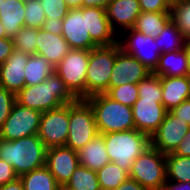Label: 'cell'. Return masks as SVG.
Wrapping results in <instances>:
<instances>
[{"label":"cell","mask_w":190,"mask_h":190,"mask_svg":"<svg viewBox=\"0 0 190 190\" xmlns=\"http://www.w3.org/2000/svg\"><path fill=\"white\" fill-rule=\"evenodd\" d=\"M88 23L90 37L98 46H110L118 43L120 35H116L111 28L106 8L88 7Z\"/></svg>","instance_id":"20"},{"label":"cell","mask_w":190,"mask_h":190,"mask_svg":"<svg viewBox=\"0 0 190 190\" xmlns=\"http://www.w3.org/2000/svg\"><path fill=\"white\" fill-rule=\"evenodd\" d=\"M42 112L14 104L9 117L0 128V137L3 140L12 141L23 137L38 134Z\"/></svg>","instance_id":"9"},{"label":"cell","mask_w":190,"mask_h":190,"mask_svg":"<svg viewBox=\"0 0 190 190\" xmlns=\"http://www.w3.org/2000/svg\"><path fill=\"white\" fill-rule=\"evenodd\" d=\"M77 98L69 91L62 79L53 72L41 83L24 86L17 94L16 101L23 106L45 112L70 104Z\"/></svg>","instance_id":"1"},{"label":"cell","mask_w":190,"mask_h":190,"mask_svg":"<svg viewBox=\"0 0 190 190\" xmlns=\"http://www.w3.org/2000/svg\"><path fill=\"white\" fill-rule=\"evenodd\" d=\"M115 190H146L136 180L128 178L122 182Z\"/></svg>","instance_id":"46"},{"label":"cell","mask_w":190,"mask_h":190,"mask_svg":"<svg viewBox=\"0 0 190 190\" xmlns=\"http://www.w3.org/2000/svg\"><path fill=\"white\" fill-rule=\"evenodd\" d=\"M170 19V12H141L133 29L156 39Z\"/></svg>","instance_id":"25"},{"label":"cell","mask_w":190,"mask_h":190,"mask_svg":"<svg viewBox=\"0 0 190 190\" xmlns=\"http://www.w3.org/2000/svg\"><path fill=\"white\" fill-rule=\"evenodd\" d=\"M68 129L65 146L77 152L99 134L94 111L86 99H77L69 104Z\"/></svg>","instance_id":"6"},{"label":"cell","mask_w":190,"mask_h":190,"mask_svg":"<svg viewBox=\"0 0 190 190\" xmlns=\"http://www.w3.org/2000/svg\"><path fill=\"white\" fill-rule=\"evenodd\" d=\"M88 29V7L70 8L63 19L61 35L72 49L91 50L98 46Z\"/></svg>","instance_id":"12"},{"label":"cell","mask_w":190,"mask_h":190,"mask_svg":"<svg viewBox=\"0 0 190 190\" xmlns=\"http://www.w3.org/2000/svg\"><path fill=\"white\" fill-rule=\"evenodd\" d=\"M125 33L122 39L118 36L120 48L125 53L138 59L148 70L154 72L162 54L155 39L133 28L125 30Z\"/></svg>","instance_id":"10"},{"label":"cell","mask_w":190,"mask_h":190,"mask_svg":"<svg viewBox=\"0 0 190 190\" xmlns=\"http://www.w3.org/2000/svg\"><path fill=\"white\" fill-rule=\"evenodd\" d=\"M161 53L179 51L186 48L188 39L177 28L175 23L170 19L162 32L155 39Z\"/></svg>","instance_id":"27"},{"label":"cell","mask_w":190,"mask_h":190,"mask_svg":"<svg viewBox=\"0 0 190 190\" xmlns=\"http://www.w3.org/2000/svg\"><path fill=\"white\" fill-rule=\"evenodd\" d=\"M166 174L168 181L190 182V157L167 154Z\"/></svg>","instance_id":"30"},{"label":"cell","mask_w":190,"mask_h":190,"mask_svg":"<svg viewBox=\"0 0 190 190\" xmlns=\"http://www.w3.org/2000/svg\"><path fill=\"white\" fill-rule=\"evenodd\" d=\"M46 153L47 147L38 135L1 140L0 159L11 165L19 177L45 166Z\"/></svg>","instance_id":"2"},{"label":"cell","mask_w":190,"mask_h":190,"mask_svg":"<svg viewBox=\"0 0 190 190\" xmlns=\"http://www.w3.org/2000/svg\"><path fill=\"white\" fill-rule=\"evenodd\" d=\"M69 104L41 115L38 136L47 148L65 146L69 133Z\"/></svg>","instance_id":"11"},{"label":"cell","mask_w":190,"mask_h":190,"mask_svg":"<svg viewBox=\"0 0 190 190\" xmlns=\"http://www.w3.org/2000/svg\"><path fill=\"white\" fill-rule=\"evenodd\" d=\"M15 103L16 95L13 92L0 87V128L9 117Z\"/></svg>","instance_id":"38"},{"label":"cell","mask_w":190,"mask_h":190,"mask_svg":"<svg viewBox=\"0 0 190 190\" xmlns=\"http://www.w3.org/2000/svg\"><path fill=\"white\" fill-rule=\"evenodd\" d=\"M96 173L101 190H115L129 178V173L113 162H108Z\"/></svg>","instance_id":"29"},{"label":"cell","mask_w":190,"mask_h":190,"mask_svg":"<svg viewBox=\"0 0 190 190\" xmlns=\"http://www.w3.org/2000/svg\"><path fill=\"white\" fill-rule=\"evenodd\" d=\"M0 190H24L23 182L18 178L13 182L0 186Z\"/></svg>","instance_id":"48"},{"label":"cell","mask_w":190,"mask_h":190,"mask_svg":"<svg viewBox=\"0 0 190 190\" xmlns=\"http://www.w3.org/2000/svg\"><path fill=\"white\" fill-rule=\"evenodd\" d=\"M105 94L114 101L132 107L139 98L138 84L127 83L114 88H108Z\"/></svg>","instance_id":"35"},{"label":"cell","mask_w":190,"mask_h":190,"mask_svg":"<svg viewBox=\"0 0 190 190\" xmlns=\"http://www.w3.org/2000/svg\"><path fill=\"white\" fill-rule=\"evenodd\" d=\"M14 50L12 38H0V65L3 64Z\"/></svg>","instance_id":"41"},{"label":"cell","mask_w":190,"mask_h":190,"mask_svg":"<svg viewBox=\"0 0 190 190\" xmlns=\"http://www.w3.org/2000/svg\"><path fill=\"white\" fill-rule=\"evenodd\" d=\"M90 50L72 49L54 68L77 99H86V71Z\"/></svg>","instance_id":"8"},{"label":"cell","mask_w":190,"mask_h":190,"mask_svg":"<svg viewBox=\"0 0 190 190\" xmlns=\"http://www.w3.org/2000/svg\"><path fill=\"white\" fill-rule=\"evenodd\" d=\"M162 104L171 111L190 98V76H161Z\"/></svg>","instance_id":"21"},{"label":"cell","mask_w":190,"mask_h":190,"mask_svg":"<svg viewBox=\"0 0 190 190\" xmlns=\"http://www.w3.org/2000/svg\"><path fill=\"white\" fill-rule=\"evenodd\" d=\"M19 176L14 168L4 160L0 159V186L17 180Z\"/></svg>","instance_id":"40"},{"label":"cell","mask_w":190,"mask_h":190,"mask_svg":"<svg viewBox=\"0 0 190 190\" xmlns=\"http://www.w3.org/2000/svg\"><path fill=\"white\" fill-rule=\"evenodd\" d=\"M159 76H188V57L186 48L160 55L159 63L153 72Z\"/></svg>","instance_id":"24"},{"label":"cell","mask_w":190,"mask_h":190,"mask_svg":"<svg viewBox=\"0 0 190 190\" xmlns=\"http://www.w3.org/2000/svg\"><path fill=\"white\" fill-rule=\"evenodd\" d=\"M120 49L116 43L110 46H97L90 50L86 71V98L108 90L116 54Z\"/></svg>","instance_id":"5"},{"label":"cell","mask_w":190,"mask_h":190,"mask_svg":"<svg viewBox=\"0 0 190 190\" xmlns=\"http://www.w3.org/2000/svg\"><path fill=\"white\" fill-rule=\"evenodd\" d=\"M138 95L142 99L157 100L162 103L161 76L151 72L138 83Z\"/></svg>","instance_id":"33"},{"label":"cell","mask_w":190,"mask_h":190,"mask_svg":"<svg viewBox=\"0 0 190 190\" xmlns=\"http://www.w3.org/2000/svg\"><path fill=\"white\" fill-rule=\"evenodd\" d=\"M54 66L39 54L29 55L25 66V86H33L41 83L54 72Z\"/></svg>","instance_id":"28"},{"label":"cell","mask_w":190,"mask_h":190,"mask_svg":"<svg viewBox=\"0 0 190 190\" xmlns=\"http://www.w3.org/2000/svg\"><path fill=\"white\" fill-rule=\"evenodd\" d=\"M112 0H82V7L106 8Z\"/></svg>","instance_id":"47"},{"label":"cell","mask_w":190,"mask_h":190,"mask_svg":"<svg viewBox=\"0 0 190 190\" xmlns=\"http://www.w3.org/2000/svg\"><path fill=\"white\" fill-rule=\"evenodd\" d=\"M141 12L139 0H112L106 7L108 21L117 35L119 31L122 34V29L125 31L133 28Z\"/></svg>","instance_id":"18"},{"label":"cell","mask_w":190,"mask_h":190,"mask_svg":"<svg viewBox=\"0 0 190 190\" xmlns=\"http://www.w3.org/2000/svg\"><path fill=\"white\" fill-rule=\"evenodd\" d=\"M136 130L152 136L165 118L167 110L157 100L138 98L132 106Z\"/></svg>","instance_id":"16"},{"label":"cell","mask_w":190,"mask_h":190,"mask_svg":"<svg viewBox=\"0 0 190 190\" xmlns=\"http://www.w3.org/2000/svg\"><path fill=\"white\" fill-rule=\"evenodd\" d=\"M4 37H7V34H6L5 29L2 26V23L0 21V38H4Z\"/></svg>","instance_id":"51"},{"label":"cell","mask_w":190,"mask_h":190,"mask_svg":"<svg viewBox=\"0 0 190 190\" xmlns=\"http://www.w3.org/2000/svg\"><path fill=\"white\" fill-rule=\"evenodd\" d=\"M36 45V54L44 56L54 67L72 50L62 35L50 33L42 28H37Z\"/></svg>","instance_id":"19"},{"label":"cell","mask_w":190,"mask_h":190,"mask_svg":"<svg viewBox=\"0 0 190 190\" xmlns=\"http://www.w3.org/2000/svg\"><path fill=\"white\" fill-rule=\"evenodd\" d=\"M25 26L42 28L46 19L45 12L39 0H24Z\"/></svg>","instance_id":"36"},{"label":"cell","mask_w":190,"mask_h":190,"mask_svg":"<svg viewBox=\"0 0 190 190\" xmlns=\"http://www.w3.org/2000/svg\"><path fill=\"white\" fill-rule=\"evenodd\" d=\"M170 14L177 28L190 40V0H175Z\"/></svg>","instance_id":"32"},{"label":"cell","mask_w":190,"mask_h":190,"mask_svg":"<svg viewBox=\"0 0 190 190\" xmlns=\"http://www.w3.org/2000/svg\"><path fill=\"white\" fill-rule=\"evenodd\" d=\"M189 129L190 126L186 121L167 111L159 128L150 137L151 147L165 155L173 153Z\"/></svg>","instance_id":"13"},{"label":"cell","mask_w":190,"mask_h":190,"mask_svg":"<svg viewBox=\"0 0 190 190\" xmlns=\"http://www.w3.org/2000/svg\"><path fill=\"white\" fill-rule=\"evenodd\" d=\"M24 190H61L55 177L46 166L32 170L20 177Z\"/></svg>","instance_id":"26"},{"label":"cell","mask_w":190,"mask_h":190,"mask_svg":"<svg viewBox=\"0 0 190 190\" xmlns=\"http://www.w3.org/2000/svg\"><path fill=\"white\" fill-rule=\"evenodd\" d=\"M159 190H190V182H173L166 180Z\"/></svg>","instance_id":"45"},{"label":"cell","mask_w":190,"mask_h":190,"mask_svg":"<svg viewBox=\"0 0 190 190\" xmlns=\"http://www.w3.org/2000/svg\"><path fill=\"white\" fill-rule=\"evenodd\" d=\"M151 73L138 59L125 53L122 49L116 54L111 72L109 88L132 83L138 84Z\"/></svg>","instance_id":"15"},{"label":"cell","mask_w":190,"mask_h":190,"mask_svg":"<svg viewBox=\"0 0 190 190\" xmlns=\"http://www.w3.org/2000/svg\"><path fill=\"white\" fill-rule=\"evenodd\" d=\"M129 178L146 190H159L167 180L166 155L153 147L148 148L133 161Z\"/></svg>","instance_id":"7"},{"label":"cell","mask_w":190,"mask_h":190,"mask_svg":"<svg viewBox=\"0 0 190 190\" xmlns=\"http://www.w3.org/2000/svg\"><path fill=\"white\" fill-rule=\"evenodd\" d=\"M176 117H180L183 121H186L190 126V98L183 101L180 105L170 111Z\"/></svg>","instance_id":"42"},{"label":"cell","mask_w":190,"mask_h":190,"mask_svg":"<svg viewBox=\"0 0 190 190\" xmlns=\"http://www.w3.org/2000/svg\"><path fill=\"white\" fill-rule=\"evenodd\" d=\"M90 103L100 134L136 129L132 107L114 101L105 93L86 98Z\"/></svg>","instance_id":"3"},{"label":"cell","mask_w":190,"mask_h":190,"mask_svg":"<svg viewBox=\"0 0 190 190\" xmlns=\"http://www.w3.org/2000/svg\"><path fill=\"white\" fill-rule=\"evenodd\" d=\"M24 0H1L0 21L8 38L14 36L25 26Z\"/></svg>","instance_id":"22"},{"label":"cell","mask_w":190,"mask_h":190,"mask_svg":"<svg viewBox=\"0 0 190 190\" xmlns=\"http://www.w3.org/2000/svg\"><path fill=\"white\" fill-rule=\"evenodd\" d=\"M12 39L14 49L29 55L36 54L37 28L24 26Z\"/></svg>","instance_id":"34"},{"label":"cell","mask_w":190,"mask_h":190,"mask_svg":"<svg viewBox=\"0 0 190 190\" xmlns=\"http://www.w3.org/2000/svg\"><path fill=\"white\" fill-rule=\"evenodd\" d=\"M29 54L16 49L8 59L0 65V87L13 92L15 95L25 86V66Z\"/></svg>","instance_id":"17"},{"label":"cell","mask_w":190,"mask_h":190,"mask_svg":"<svg viewBox=\"0 0 190 190\" xmlns=\"http://www.w3.org/2000/svg\"><path fill=\"white\" fill-rule=\"evenodd\" d=\"M70 8H81L82 0H64Z\"/></svg>","instance_id":"49"},{"label":"cell","mask_w":190,"mask_h":190,"mask_svg":"<svg viewBox=\"0 0 190 190\" xmlns=\"http://www.w3.org/2000/svg\"><path fill=\"white\" fill-rule=\"evenodd\" d=\"M45 17L50 20H60L67 16L70 7L65 3L64 0H39Z\"/></svg>","instance_id":"37"},{"label":"cell","mask_w":190,"mask_h":190,"mask_svg":"<svg viewBox=\"0 0 190 190\" xmlns=\"http://www.w3.org/2000/svg\"><path fill=\"white\" fill-rule=\"evenodd\" d=\"M79 165L97 171L110 162L103 134H98L78 152Z\"/></svg>","instance_id":"23"},{"label":"cell","mask_w":190,"mask_h":190,"mask_svg":"<svg viewBox=\"0 0 190 190\" xmlns=\"http://www.w3.org/2000/svg\"><path fill=\"white\" fill-rule=\"evenodd\" d=\"M63 188L65 190H101L96 171L81 165L76 168Z\"/></svg>","instance_id":"31"},{"label":"cell","mask_w":190,"mask_h":190,"mask_svg":"<svg viewBox=\"0 0 190 190\" xmlns=\"http://www.w3.org/2000/svg\"><path fill=\"white\" fill-rule=\"evenodd\" d=\"M62 24L63 19L60 20H50L49 18H46L42 29L46 30L50 33L61 35L62 34Z\"/></svg>","instance_id":"43"},{"label":"cell","mask_w":190,"mask_h":190,"mask_svg":"<svg viewBox=\"0 0 190 190\" xmlns=\"http://www.w3.org/2000/svg\"><path fill=\"white\" fill-rule=\"evenodd\" d=\"M186 50H187V57H188V73L190 76V40H188L186 44Z\"/></svg>","instance_id":"50"},{"label":"cell","mask_w":190,"mask_h":190,"mask_svg":"<svg viewBox=\"0 0 190 190\" xmlns=\"http://www.w3.org/2000/svg\"><path fill=\"white\" fill-rule=\"evenodd\" d=\"M173 154L190 157V129Z\"/></svg>","instance_id":"44"},{"label":"cell","mask_w":190,"mask_h":190,"mask_svg":"<svg viewBox=\"0 0 190 190\" xmlns=\"http://www.w3.org/2000/svg\"><path fill=\"white\" fill-rule=\"evenodd\" d=\"M45 166L55 177L58 184L64 187L79 166L77 151L67 146L47 148Z\"/></svg>","instance_id":"14"},{"label":"cell","mask_w":190,"mask_h":190,"mask_svg":"<svg viewBox=\"0 0 190 190\" xmlns=\"http://www.w3.org/2000/svg\"><path fill=\"white\" fill-rule=\"evenodd\" d=\"M110 162L130 172L133 161L151 147L150 136L136 129L103 134Z\"/></svg>","instance_id":"4"},{"label":"cell","mask_w":190,"mask_h":190,"mask_svg":"<svg viewBox=\"0 0 190 190\" xmlns=\"http://www.w3.org/2000/svg\"><path fill=\"white\" fill-rule=\"evenodd\" d=\"M175 0H139L142 12H170Z\"/></svg>","instance_id":"39"}]
</instances>
